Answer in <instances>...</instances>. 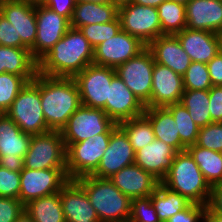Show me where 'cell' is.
Instances as JSON below:
<instances>
[{
  "mask_svg": "<svg viewBox=\"0 0 222 222\" xmlns=\"http://www.w3.org/2000/svg\"><path fill=\"white\" fill-rule=\"evenodd\" d=\"M184 93L183 76L167 66L154 64L150 101L145 107H166L179 103Z\"/></svg>",
  "mask_w": 222,
  "mask_h": 222,
  "instance_id": "obj_19",
  "label": "cell"
},
{
  "mask_svg": "<svg viewBox=\"0 0 222 222\" xmlns=\"http://www.w3.org/2000/svg\"><path fill=\"white\" fill-rule=\"evenodd\" d=\"M118 16V8L112 3L76 2L70 20V27L80 29L82 26L108 23Z\"/></svg>",
  "mask_w": 222,
  "mask_h": 222,
  "instance_id": "obj_28",
  "label": "cell"
},
{
  "mask_svg": "<svg viewBox=\"0 0 222 222\" xmlns=\"http://www.w3.org/2000/svg\"><path fill=\"white\" fill-rule=\"evenodd\" d=\"M186 28L222 34V0H190Z\"/></svg>",
  "mask_w": 222,
  "mask_h": 222,
  "instance_id": "obj_24",
  "label": "cell"
},
{
  "mask_svg": "<svg viewBox=\"0 0 222 222\" xmlns=\"http://www.w3.org/2000/svg\"><path fill=\"white\" fill-rule=\"evenodd\" d=\"M201 222H222V216L205 208Z\"/></svg>",
  "mask_w": 222,
  "mask_h": 222,
  "instance_id": "obj_49",
  "label": "cell"
},
{
  "mask_svg": "<svg viewBox=\"0 0 222 222\" xmlns=\"http://www.w3.org/2000/svg\"><path fill=\"white\" fill-rule=\"evenodd\" d=\"M83 1L95 2V3H108V2H110V0H76V2H83Z\"/></svg>",
  "mask_w": 222,
  "mask_h": 222,
  "instance_id": "obj_54",
  "label": "cell"
},
{
  "mask_svg": "<svg viewBox=\"0 0 222 222\" xmlns=\"http://www.w3.org/2000/svg\"><path fill=\"white\" fill-rule=\"evenodd\" d=\"M145 106L116 74L109 86L105 113L116 124L144 114Z\"/></svg>",
  "mask_w": 222,
  "mask_h": 222,
  "instance_id": "obj_18",
  "label": "cell"
},
{
  "mask_svg": "<svg viewBox=\"0 0 222 222\" xmlns=\"http://www.w3.org/2000/svg\"><path fill=\"white\" fill-rule=\"evenodd\" d=\"M206 206L190 203L184 210L170 217L166 222H201Z\"/></svg>",
  "mask_w": 222,
  "mask_h": 222,
  "instance_id": "obj_43",
  "label": "cell"
},
{
  "mask_svg": "<svg viewBox=\"0 0 222 222\" xmlns=\"http://www.w3.org/2000/svg\"><path fill=\"white\" fill-rule=\"evenodd\" d=\"M90 64H93V48L80 29L70 27L38 61V73L74 78Z\"/></svg>",
  "mask_w": 222,
  "mask_h": 222,
  "instance_id": "obj_1",
  "label": "cell"
},
{
  "mask_svg": "<svg viewBox=\"0 0 222 222\" xmlns=\"http://www.w3.org/2000/svg\"><path fill=\"white\" fill-rule=\"evenodd\" d=\"M0 46L21 48V39H16L14 26L0 14Z\"/></svg>",
  "mask_w": 222,
  "mask_h": 222,
  "instance_id": "obj_44",
  "label": "cell"
},
{
  "mask_svg": "<svg viewBox=\"0 0 222 222\" xmlns=\"http://www.w3.org/2000/svg\"><path fill=\"white\" fill-rule=\"evenodd\" d=\"M146 45L137 37L120 30L93 49V64L116 68L141 52Z\"/></svg>",
  "mask_w": 222,
  "mask_h": 222,
  "instance_id": "obj_14",
  "label": "cell"
},
{
  "mask_svg": "<svg viewBox=\"0 0 222 222\" xmlns=\"http://www.w3.org/2000/svg\"><path fill=\"white\" fill-rule=\"evenodd\" d=\"M109 180L131 200L149 197L161 183L135 163L122 168Z\"/></svg>",
  "mask_w": 222,
  "mask_h": 222,
  "instance_id": "obj_22",
  "label": "cell"
},
{
  "mask_svg": "<svg viewBox=\"0 0 222 222\" xmlns=\"http://www.w3.org/2000/svg\"><path fill=\"white\" fill-rule=\"evenodd\" d=\"M196 145L222 152V123H211L199 129Z\"/></svg>",
  "mask_w": 222,
  "mask_h": 222,
  "instance_id": "obj_40",
  "label": "cell"
},
{
  "mask_svg": "<svg viewBox=\"0 0 222 222\" xmlns=\"http://www.w3.org/2000/svg\"><path fill=\"white\" fill-rule=\"evenodd\" d=\"M184 90H209L213 85L208 67L203 62H192L183 75Z\"/></svg>",
  "mask_w": 222,
  "mask_h": 222,
  "instance_id": "obj_38",
  "label": "cell"
},
{
  "mask_svg": "<svg viewBox=\"0 0 222 222\" xmlns=\"http://www.w3.org/2000/svg\"><path fill=\"white\" fill-rule=\"evenodd\" d=\"M28 81L12 73L0 74V114L6 113Z\"/></svg>",
  "mask_w": 222,
  "mask_h": 222,
  "instance_id": "obj_36",
  "label": "cell"
},
{
  "mask_svg": "<svg viewBox=\"0 0 222 222\" xmlns=\"http://www.w3.org/2000/svg\"><path fill=\"white\" fill-rule=\"evenodd\" d=\"M117 126L102 109L81 105L60 132L67 148L99 134H111Z\"/></svg>",
  "mask_w": 222,
  "mask_h": 222,
  "instance_id": "obj_8",
  "label": "cell"
},
{
  "mask_svg": "<svg viewBox=\"0 0 222 222\" xmlns=\"http://www.w3.org/2000/svg\"><path fill=\"white\" fill-rule=\"evenodd\" d=\"M120 30L121 25L118 16L108 23L90 24L80 28L93 49L101 42L116 35Z\"/></svg>",
  "mask_w": 222,
  "mask_h": 222,
  "instance_id": "obj_37",
  "label": "cell"
},
{
  "mask_svg": "<svg viewBox=\"0 0 222 222\" xmlns=\"http://www.w3.org/2000/svg\"><path fill=\"white\" fill-rule=\"evenodd\" d=\"M167 0H133L132 3L157 8Z\"/></svg>",
  "mask_w": 222,
  "mask_h": 222,
  "instance_id": "obj_50",
  "label": "cell"
},
{
  "mask_svg": "<svg viewBox=\"0 0 222 222\" xmlns=\"http://www.w3.org/2000/svg\"><path fill=\"white\" fill-rule=\"evenodd\" d=\"M42 5L64 16L70 22L76 0H44Z\"/></svg>",
  "mask_w": 222,
  "mask_h": 222,
  "instance_id": "obj_46",
  "label": "cell"
},
{
  "mask_svg": "<svg viewBox=\"0 0 222 222\" xmlns=\"http://www.w3.org/2000/svg\"><path fill=\"white\" fill-rule=\"evenodd\" d=\"M36 25V40L30 51L39 61L66 34L70 22L50 8L36 4Z\"/></svg>",
  "mask_w": 222,
  "mask_h": 222,
  "instance_id": "obj_13",
  "label": "cell"
},
{
  "mask_svg": "<svg viewBox=\"0 0 222 222\" xmlns=\"http://www.w3.org/2000/svg\"><path fill=\"white\" fill-rule=\"evenodd\" d=\"M118 125L127 134L135 152L155 140L150 120L144 114L122 121Z\"/></svg>",
  "mask_w": 222,
  "mask_h": 222,
  "instance_id": "obj_34",
  "label": "cell"
},
{
  "mask_svg": "<svg viewBox=\"0 0 222 222\" xmlns=\"http://www.w3.org/2000/svg\"><path fill=\"white\" fill-rule=\"evenodd\" d=\"M133 0H110V3L115 5L117 8L124 6L126 4H131Z\"/></svg>",
  "mask_w": 222,
  "mask_h": 222,
  "instance_id": "obj_52",
  "label": "cell"
},
{
  "mask_svg": "<svg viewBox=\"0 0 222 222\" xmlns=\"http://www.w3.org/2000/svg\"><path fill=\"white\" fill-rule=\"evenodd\" d=\"M208 72L213 86H222V50L208 63Z\"/></svg>",
  "mask_w": 222,
  "mask_h": 222,
  "instance_id": "obj_47",
  "label": "cell"
},
{
  "mask_svg": "<svg viewBox=\"0 0 222 222\" xmlns=\"http://www.w3.org/2000/svg\"><path fill=\"white\" fill-rule=\"evenodd\" d=\"M154 64L152 53L145 47L136 56L115 68L116 75L144 106L151 98Z\"/></svg>",
  "mask_w": 222,
  "mask_h": 222,
  "instance_id": "obj_9",
  "label": "cell"
},
{
  "mask_svg": "<svg viewBox=\"0 0 222 222\" xmlns=\"http://www.w3.org/2000/svg\"><path fill=\"white\" fill-rule=\"evenodd\" d=\"M135 154L127 134L118 125L112 131L108 148L92 176L101 179L111 178L122 168L134 164Z\"/></svg>",
  "mask_w": 222,
  "mask_h": 222,
  "instance_id": "obj_15",
  "label": "cell"
},
{
  "mask_svg": "<svg viewBox=\"0 0 222 222\" xmlns=\"http://www.w3.org/2000/svg\"><path fill=\"white\" fill-rule=\"evenodd\" d=\"M12 73L33 81L38 73V61L28 48L0 46V74Z\"/></svg>",
  "mask_w": 222,
  "mask_h": 222,
  "instance_id": "obj_26",
  "label": "cell"
},
{
  "mask_svg": "<svg viewBox=\"0 0 222 222\" xmlns=\"http://www.w3.org/2000/svg\"><path fill=\"white\" fill-rule=\"evenodd\" d=\"M170 1H174L176 3H179V4H182V5H187V3L190 1V0H170Z\"/></svg>",
  "mask_w": 222,
  "mask_h": 222,
  "instance_id": "obj_56",
  "label": "cell"
},
{
  "mask_svg": "<svg viewBox=\"0 0 222 222\" xmlns=\"http://www.w3.org/2000/svg\"><path fill=\"white\" fill-rule=\"evenodd\" d=\"M24 212L19 199L0 197V222H14Z\"/></svg>",
  "mask_w": 222,
  "mask_h": 222,
  "instance_id": "obj_42",
  "label": "cell"
},
{
  "mask_svg": "<svg viewBox=\"0 0 222 222\" xmlns=\"http://www.w3.org/2000/svg\"><path fill=\"white\" fill-rule=\"evenodd\" d=\"M175 35L192 62L207 64L222 50V37L217 33L184 28Z\"/></svg>",
  "mask_w": 222,
  "mask_h": 222,
  "instance_id": "obj_20",
  "label": "cell"
},
{
  "mask_svg": "<svg viewBox=\"0 0 222 222\" xmlns=\"http://www.w3.org/2000/svg\"><path fill=\"white\" fill-rule=\"evenodd\" d=\"M24 211L34 222H66L60 192L30 201Z\"/></svg>",
  "mask_w": 222,
  "mask_h": 222,
  "instance_id": "obj_29",
  "label": "cell"
},
{
  "mask_svg": "<svg viewBox=\"0 0 222 222\" xmlns=\"http://www.w3.org/2000/svg\"><path fill=\"white\" fill-rule=\"evenodd\" d=\"M209 109L212 123H222V86L209 89Z\"/></svg>",
  "mask_w": 222,
  "mask_h": 222,
  "instance_id": "obj_45",
  "label": "cell"
},
{
  "mask_svg": "<svg viewBox=\"0 0 222 222\" xmlns=\"http://www.w3.org/2000/svg\"><path fill=\"white\" fill-rule=\"evenodd\" d=\"M109 222H137L135 219H133L131 216L123 218V219H119V220H115V221H109Z\"/></svg>",
  "mask_w": 222,
  "mask_h": 222,
  "instance_id": "obj_53",
  "label": "cell"
},
{
  "mask_svg": "<svg viewBox=\"0 0 222 222\" xmlns=\"http://www.w3.org/2000/svg\"><path fill=\"white\" fill-rule=\"evenodd\" d=\"M20 167L0 165V197L19 199Z\"/></svg>",
  "mask_w": 222,
  "mask_h": 222,
  "instance_id": "obj_39",
  "label": "cell"
},
{
  "mask_svg": "<svg viewBox=\"0 0 222 222\" xmlns=\"http://www.w3.org/2000/svg\"><path fill=\"white\" fill-rule=\"evenodd\" d=\"M116 74L111 67L90 64L74 77L77 83L81 105L102 109L105 112L106 99L112 77Z\"/></svg>",
  "mask_w": 222,
  "mask_h": 222,
  "instance_id": "obj_11",
  "label": "cell"
},
{
  "mask_svg": "<svg viewBox=\"0 0 222 222\" xmlns=\"http://www.w3.org/2000/svg\"><path fill=\"white\" fill-rule=\"evenodd\" d=\"M166 108L177 124L181 143L186 148L195 145L200 128L193 122L188 110L180 102L168 105Z\"/></svg>",
  "mask_w": 222,
  "mask_h": 222,
  "instance_id": "obj_35",
  "label": "cell"
},
{
  "mask_svg": "<svg viewBox=\"0 0 222 222\" xmlns=\"http://www.w3.org/2000/svg\"><path fill=\"white\" fill-rule=\"evenodd\" d=\"M14 222H34L31 217L24 211Z\"/></svg>",
  "mask_w": 222,
  "mask_h": 222,
  "instance_id": "obj_51",
  "label": "cell"
},
{
  "mask_svg": "<svg viewBox=\"0 0 222 222\" xmlns=\"http://www.w3.org/2000/svg\"><path fill=\"white\" fill-rule=\"evenodd\" d=\"M206 207L222 216V183L211 186L210 197Z\"/></svg>",
  "mask_w": 222,
  "mask_h": 222,
  "instance_id": "obj_48",
  "label": "cell"
},
{
  "mask_svg": "<svg viewBox=\"0 0 222 222\" xmlns=\"http://www.w3.org/2000/svg\"><path fill=\"white\" fill-rule=\"evenodd\" d=\"M146 47L152 53L154 62L167 66L181 76L185 74L192 63L176 35H160Z\"/></svg>",
  "mask_w": 222,
  "mask_h": 222,
  "instance_id": "obj_23",
  "label": "cell"
},
{
  "mask_svg": "<svg viewBox=\"0 0 222 222\" xmlns=\"http://www.w3.org/2000/svg\"><path fill=\"white\" fill-rule=\"evenodd\" d=\"M161 184L191 203L204 206L208 203L211 186L187 150L177 152Z\"/></svg>",
  "mask_w": 222,
  "mask_h": 222,
  "instance_id": "obj_3",
  "label": "cell"
},
{
  "mask_svg": "<svg viewBox=\"0 0 222 222\" xmlns=\"http://www.w3.org/2000/svg\"><path fill=\"white\" fill-rule=\"evenodd\" d=\"M22 167L32 170L66 169V147L61 132L32 135Z\"/></svg>",
  "mask_w": 222,
  "mask_h": 222,
  "instance_id": "obj_6",
  "label": "cell"
},
{
  "mask_svg": "<svg viewBox=\"0 0 222 222\" xmlns=\"http://www.w3.org/2000/svg\"><path fill=\"white\" fill-rule=\"evenodd\" d=\"M32 4H42L44 0H23Z\"/></svg>",
  "mask_w": 222,
  "mask_h": 222,
  "instance_id": "obj_55",
  "label": "cell"
},
{
  "mask_svg": "<svg viewBox=\"0 0 222 222\" xmlns=\"http://www.w3.org/2000/svg\"><path fill=\"white\" fill-rule=\"evenodd\" d=\"M6 114L24 133L37 135L51 130L41 105L40 73L21 89Z\"/></svg>",
  "mask_w": 222,
  "mask_h": 222,
  "instance_id": "obj_5",
  "label": "cell"
},
{
  "mask_svg": "<svg viewBox=\"0 0 222 222\" xmlns=\"http://www.w3.org/2000/svg\"><path fill=\"white\" fill-rule=\"evenodd\" d=\"M111 134H99L66 148V171L69 179L92 175L108 148Z\"/></svg>",
  "mask_w": 222,
  "mask_h": 222,
  "instance_id": "obj_7",
  "label": "cell"
},
{
  "mask_svg": "<svg viewBox=\"0 0 222 222\" xmlns=\"http://www.w3.org/2000/svg\"><path fill=\"white\" fill-rule=\"evenodd\" d=\"M210 186L222 183V158L220 152L191 145L186 148Z\"/></svg>",
  "mask_w": 222,
  "mask_h": 222,
  "instance_id": "obj_30",
  "label": "cell"
},
{
  "mask_svg": "<svg viewBox=\"0 0 222 222\" xmlns=\"http://www.w3.org/2000/svg\"><path fill=\"white\" fill-rule=\"evenodd\" d=\"M150 196L157 211L158 219L161 222H166L170 217L184 210L191 203L184 196L169 190L161 183Z\"/></svg>",
  "mask_w": 222,
  "mask_h": 222,
  "instance_id": "obj_31",
  "label": "cell"
},
{
  "mask_svg": "<svg viewBox=\"0 0 222 222\" xmlns=\"http://www.w3.org/2000/svg\"><path fill=\"white\" fill-rule=\"evenodd\" d=\"M0 14L14 26L16 39H21V48L31 49L37 35L36 4L23 0H1Z\"/></svg>",
  "mask_w": 222,
  "mask_h": 222,
  "instance_id": "obj_16",
  "label": "cell"
},
{
  "mask_svg": "<svg viewBox=\"0 0 222 222\" xmlns=\"http://www.w3.org/2000/svg\"><path fill=\"white\" fill-rule=\"evenodd\" d=\"M86 192L100 222H109L130 216L131 199L123 194L109 179L92 175L76 179Z\"/></svg>",
  "mask_w": 222,
  "mask_h": 222,
  "instance_id": "obj_4",
  "label": "cell"
},
{
  "mask_svg": "<svg viewBox=\"0 0 222 222\" xmlns=\"http://www.w3.org/2000/svg\"><path fill=\"white\" fill-rule=\"evenodd\" d=\"M121 30L137 37L146 46L161 35L157 8L126 4L118 8Z\"/></svg>",
  "mask_w": 222,
  "mask_h": 222,
  "instance_id": "obj_12",
  "label": "cell"
},
{
  "mask_svg": "<svg viewBox=\"0 0 222 222\" xmlns=\"http://www.w3.org/2000/svg\"><path fill=\"white\" fill-rule=\"evenodd\" d=\"M151 201V196L131 200L130 216L137 222H161Z\"/></svg>",
  "mask_w": 222,
  "mask_h": 222,
  "instance_id": "obj_41",
  "label": "cell"
},
{
  "mask_svg": "<svg viewBox=\"0 0 222 222\" xmlns=\"http://www.w3.org/2000/svg\"><path fill=\"white\" fill-rule=\"evenodd\" d=\"M62 210L66 222H100L83 187L70 179L60 190Z\"/></svg>",
  "mask_w": 222,
  "mask_h": 222,
  "instance_id": "obj_21",
  "label": "cell"
},
{
  "mask_svg": "<svg viewBox=\"0 0 222 222\" xmlns=\"http://www.w3.org/2000/svg\"><path fill=\"white\" fill-rule=\"evenodd\" d=\"M180 103L199 127L211 124L209 90H184Z\"/></svg>",
  "mask_w": 222,
  "mask_h": 222,
  "instance_id": "obj_32",
  "label": "cell"
},
{
  "mask_svg": "<svg viewBox=\"0 0 222 222\" xmlns=\"http://www.w3.org/2000/svg\"><path fill=\"white\" fill-rule=\"evenodd\" d=\"M176 154L177 151L173 147L155 139L136 151L135 164L161 182L170 170Z\"/></svg>",
  "mask_w": 222,
  "mask_h": 222,
  "instance_id": "obj_25",
  "label": "cell"
},
{
  "mask_svg": "<svg viewBox=\"0 0 222 222\" xmlns=\"http://www.w3.org/2000/svg\"><path fill=\"white\" fill-rule=\"evenodd\" d=\"M144 115L150 120L155 139L168 144L177 152L186 150L180 141L177 124L166 107H145Z\"/></svg>",
  "mask_w": 222,
  "mask_h": 222,
  "instance_id": "obj_27",
  "label": "cell"
},
{
  "mask_svg": "<svg viewBox=\"0 0 222 222\" xmlns=\"http://www.w3.org/2000/svg\"><path fill=\"white\" fill-rule=\"evenodd\" d=\"M19 200L26 205L32 200L60 192L70 180L66 169L32 170L20 167Z\"/></svg>",
  "mask_w": 222,
  "mask_h": 222,
  "instance_id": "obj_10",
  "label": "cell"
},
{
  "mask_svg": "<svg viewBox=\"0 0 222 222\" xmlns=\"http://www.w3.org/2000/svg\"><path fill=\"white\" fill-rule=\"evenodd\" d=\"M161 35H175L186 28V6L167 0L157 7Z\"/></svg>",
  "mask_w": 222,
  "mask_h": 222,
  "instance_id": "obj_33",
  "label": "cell"
},
{
  "mask_svg": "<svg viewBox=\"0 0 222 222\" xmlns=\"http://www.w3.org/2000/svg\"><path fill=\"white\" fill-rule=\"evenodd\" d=\"M31 137L6 113L0 114V165L22 167Z\"/></svg>",
  "mask_w": 222,
  "mask_h": 222,
  "instance_id": "obj_17",
  "label": "cell"
},
{
  "mask_svg": "<svg viewBox=\"0 0 222 222\" xmlns=\"http://www.w3.org/2000/svg\"><path fill=\"white\" fill-rule=\"evenodd\" d=\"M40 98L47 126L61 131L81 106L79 89L72 77L40 74Z\"/></svg>",
  "mask_w": 222,
  "mask_h": 222,
  "instance_id": "obj_2",
  "label": "cell"
}]
</instances>
